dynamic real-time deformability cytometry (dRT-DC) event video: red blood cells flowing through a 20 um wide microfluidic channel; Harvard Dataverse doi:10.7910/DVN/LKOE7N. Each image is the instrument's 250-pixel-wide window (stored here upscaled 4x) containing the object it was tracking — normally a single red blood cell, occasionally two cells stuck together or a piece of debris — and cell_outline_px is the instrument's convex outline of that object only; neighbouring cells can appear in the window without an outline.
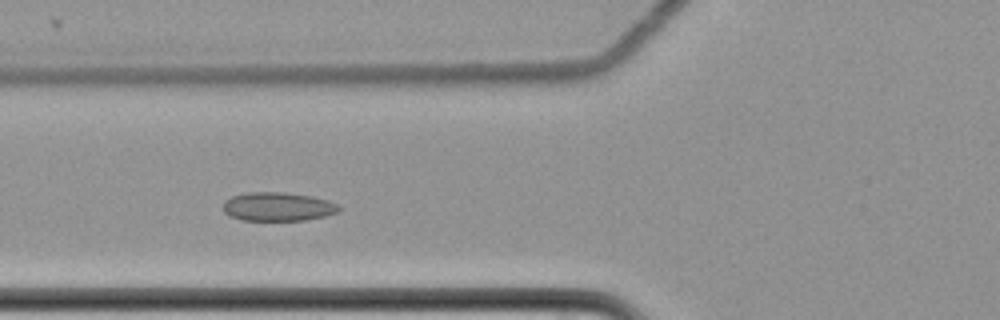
{"species": "common noctule bat (a hibernating species)", "species_latin": "Nyctalus noctula", "temperature_condition": "cold", "stored_images_in_passage": 5, "camera_frame_rate_fps": 3000, "um_per_image_px": 0.085, "animal": {"sex": "female", "body_mass_g": 22.7, "forearm_length_mm": 54.2}, "frame": {"image": 1, "passage_image": 4, "time_ms": 1.0, "image_size_px": [1000, 320], "cell_outline_px": [[340, 212], [324, 216], [304, 220], [244, 220], [228, 216], [224, 212], [224, 200], [232, 196], [248, 192], [284, 192], [312, 196], [328, 200], [336, 204], [340, 208]], "centroid_in_image_um": [23.61, 17.56], "position_along_channel_um": 102.2, "area_um2": 19.42}}
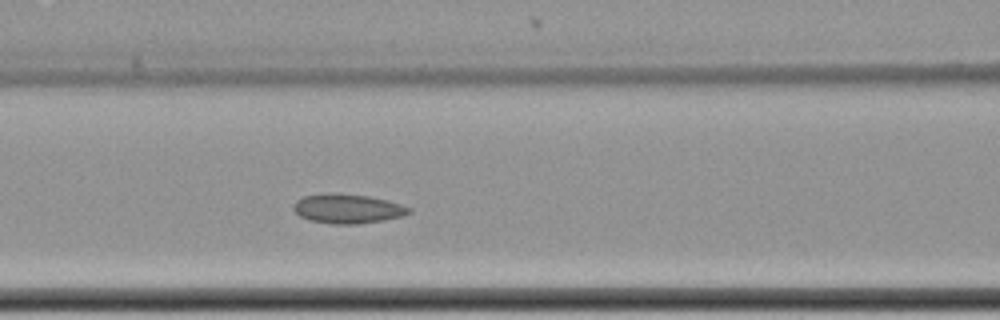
{"frame": {"image": 2, "passage_image": 5, "time_ms": 1.333, "image_size_px": [1000, 320], "cell_outline_px": [[412, 212], [404, 216], [384, 220], [356, 224], [332, 224], [308, 220], [300, 216], [292, 208], [292, 204], [296, 200], [304, 196], [324, 192], [336, 192], [368, 196], [388, 200], [412, 208]], "centroid_in_image_um": [29.53, 17.72], "position_along_channel_um": 137.1, "area_um2": 20.17}}